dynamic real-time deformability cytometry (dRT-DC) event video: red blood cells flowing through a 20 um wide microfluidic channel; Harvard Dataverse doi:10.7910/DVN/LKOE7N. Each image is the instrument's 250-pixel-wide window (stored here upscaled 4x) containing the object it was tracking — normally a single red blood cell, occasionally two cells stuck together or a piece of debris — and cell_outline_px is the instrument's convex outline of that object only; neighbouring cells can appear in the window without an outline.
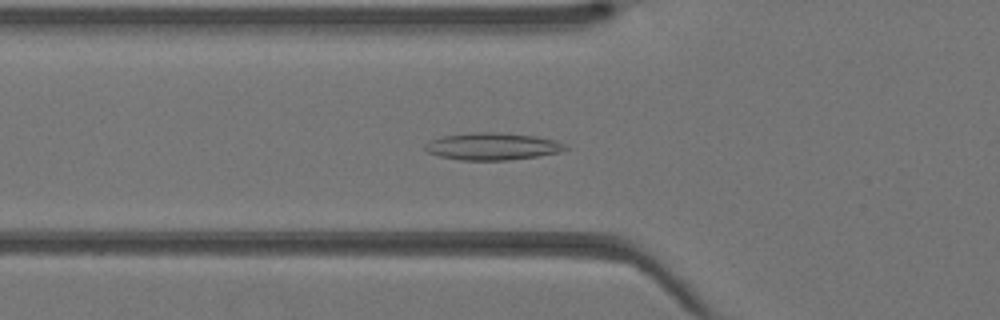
{"species": "Egyptian fruit bat (a non-hibernating species)", "species_latin": "Rousettus aegyptiacus", "temperature_condition": "warm", "stored_images_in_passage": 42, "camera_frame_rate_fps": 3000, "um_per_image_px": 0.085, "animal": {"sex": "female"}, "frame": {"image": 1, "passage_image": 15, "time_ms": 4.667, "image_size_px": [1000, 320], "cell_outline_px": [[568, 148], [560, 152], [536, 156], [508, 160], [460, 160], [440, 156], [428, 152], [424, 148], [424, 144], [432, 140], [444, 136], [472, 132], [496, 132], [536, 136], [556, 140], [564, 144]], "centroid_in_image_um": [41.86, 12.44], "position_along_channel_um": 83.9, "area_um2": 22.08}}
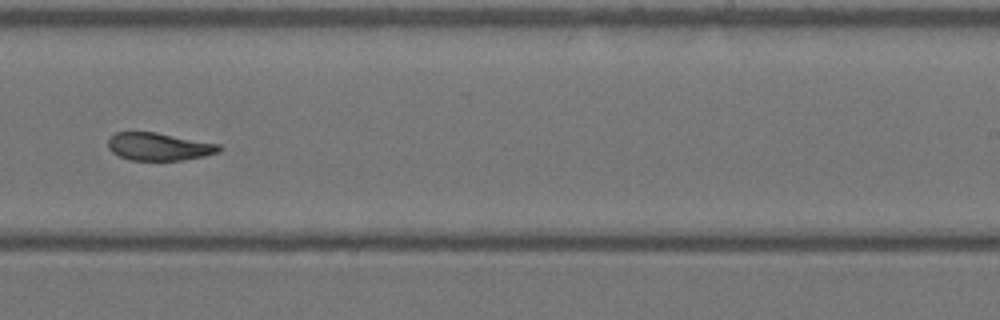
{"frame": {"image": 2, "passage_image": 27, "time_ms": 8.667, "image_size_px": [1000, 320], "cell_outline_px": [[224, 148], [220, 152], [204, 156], [184, 160], [128, 160], [112, 152], [108, 148], [108, 136], [116, 132], [156, 132], [220, 144]], "centroid_in_image_um": [13.52, 12.46], "position_along_channel_um": 275.5, "area_um2": 18.15}}
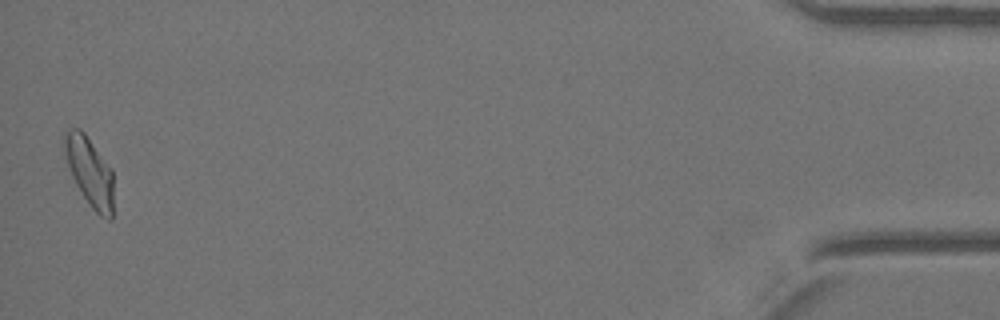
{"frame": {"image": 3, "passage_image": 42, "time_ms": 13.667, "image_size_px": [1000, 320], "cell_outline_px": [[112, 220], [108, 220], [100, 216], [92, 208], [76, 184], [72, 176], [64, 152], [64, 132], [68, 128], [80, 128], [84, 132], [112, 168]], "centroid_in_image_um": [7.62, 14.56], "position_along_channel_um": 427.6, "area_um2": 19.59}}